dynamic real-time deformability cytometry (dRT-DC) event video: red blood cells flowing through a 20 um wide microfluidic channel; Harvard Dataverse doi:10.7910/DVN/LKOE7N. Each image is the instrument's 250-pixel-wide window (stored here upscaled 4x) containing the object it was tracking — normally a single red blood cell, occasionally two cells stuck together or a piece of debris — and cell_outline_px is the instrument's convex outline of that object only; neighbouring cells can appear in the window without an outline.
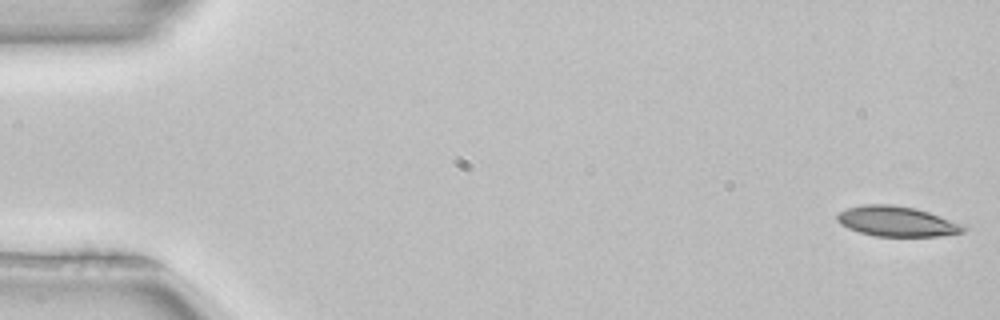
{"species": "common noctule bat (a hibernating species)", "species_latin": "Nyctalus noctula", "temperature_condition": "room temperature", "stored_images_in_passage": 51, "camera_frame_rate_fps": 3000, "um_per_image_px": 0.085, "animal": {"sex": "female", "body_mass_g": 22.7, "forearm_length_mm": 54.2}, "frame": {"image": 1, "passage_image": 1, "time_ms": 0.0, "image_size_px": [1000, 320], "cell_outline_px": [[968, 228], [964, 232], [940, 236], [876, 236], [860, 232], [848, 228], [840, 224], [836, 220], [836, 216], [840, 212], [848, 208], [864, 204], [892, 204], [916, 208], [968, 224]], "centroid_in_image_um": [76.31, 18.81], "position_along_channel_um": 8.7, "area_um2": 22.54}}
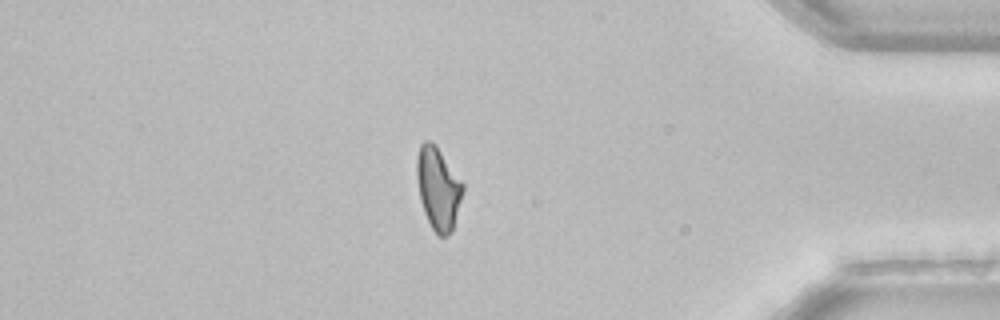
{"frame": {"image": 2, "passage_image": 44, "time_ms": 14.333, "image_size_px": [1000, 320], "cell_outline_px": [[464, 192], [452, 232], [448, 236], [440, 236], [432, 228], [424, 212], [420, 200], [416, 176], [416, 156], [420, 144], [424, 140], [428, 140], [440, 152], [464, 184]], "centroid_in_image_um": [37.24, 16.04], "position_along_channel_um": 398.0, "area_um2": 22.02}}
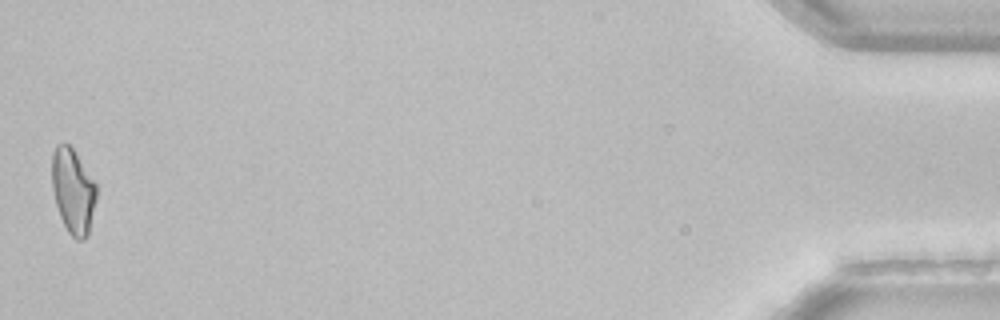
{"frame": {"image": 3, "passage_image": 51, "time_ms": 16.667, "image_size_px": [1000, 320], "cell_outline_px": [[96, 200], [88, 236], [84, 240], [76, 240], [68, 232], [60, 216], [56, 204], [52, 188], [52, 152], [56, 144], [68, 144], [72, 148], [96, 184]], "centroid_in_image_um": [6.2, 16.26], "position_along_channel_um": 429.0, "area_um2": 21.91}, "authors_computed_cell_mechanics": {"area_um2": 23.0044, "velocity_mm_per_s": 3.9769, "shape_relaxation_time_tau1_ms": 6.3096, "shape_relaxation_time_tau2_ms": null, "deformation_change_tau1": 0.1645, "deformation_change_tau2": null}}